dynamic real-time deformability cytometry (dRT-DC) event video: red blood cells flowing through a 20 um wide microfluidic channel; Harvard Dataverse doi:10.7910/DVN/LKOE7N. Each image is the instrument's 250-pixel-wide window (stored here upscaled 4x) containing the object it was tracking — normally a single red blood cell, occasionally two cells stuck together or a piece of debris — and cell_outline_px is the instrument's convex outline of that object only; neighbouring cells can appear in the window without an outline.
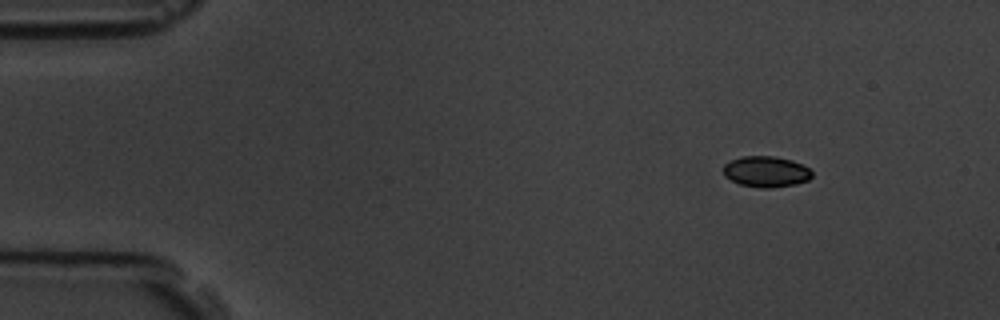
{"species": "common noctule bat (a hibernating species)", "species_latin": "Nyctalus noctula", "temperature_condition": "room temperature", "stored_images_in_passage": 4, "camera_frame_rate_fps": 3000, "um_per_image_px": 0.085, "animal": {"sex": "male", "body_mass_g": 19.5, "forearm_length_mm": 54.6}, "frame": {"image": 1, "passage_image": 1, "time_ms": 0.0, "image_size_px": [1000, 320], "cell_outline_px": [[812, 176], [808, 180], [796, 184], [768, 188], [760, 188], [740, 184], [724, 176], [724, 164], [728, 160], [740, 156], [776, 156], [792, 160], [808, 168], [812, 172]], "centroid_in_image_um": [65.09, 14.58], "position_along_channel_um": 19.9, "area_um2": 16.01}}
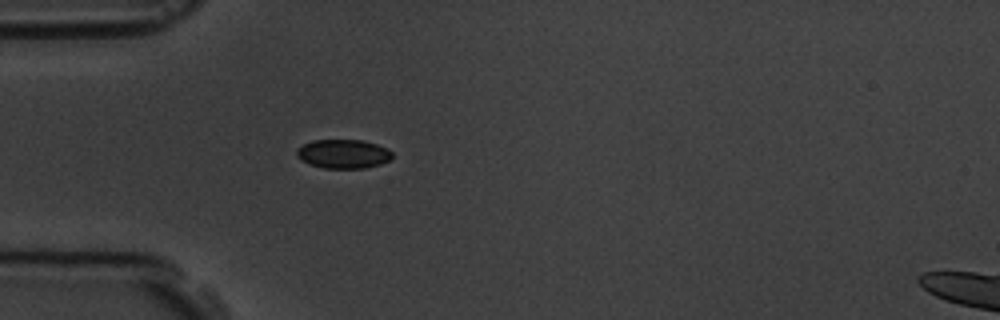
{"frame": {"image": 2, "passage_image": 4, "time_ms": 3.333, "image_size_px": [1000, 320], "cell_outline_px": [[392, 156], [388, 160], [380, 164], [364, 168], [324, 168], [308, 164], [300, 160], [296, 156], [296, 148], [312, 140], [360, 140], [376, 144], [388, 148], [392, 152]], "centroid_in_image_um": [29.14, 13.08], "position_along_channel_um": 55.9, "area_um2": 16.18}}